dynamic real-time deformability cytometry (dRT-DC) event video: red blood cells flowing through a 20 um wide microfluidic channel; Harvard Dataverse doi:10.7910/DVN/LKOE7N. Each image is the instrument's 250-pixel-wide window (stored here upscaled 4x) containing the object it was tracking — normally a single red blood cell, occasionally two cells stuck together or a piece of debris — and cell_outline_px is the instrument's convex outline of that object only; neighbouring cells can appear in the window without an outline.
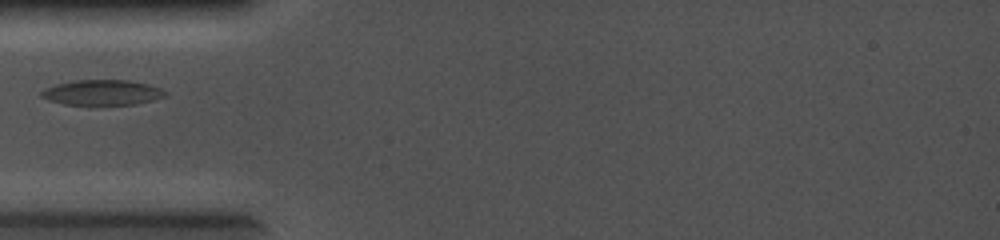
{"species": "common noctule bat (a hibernating species)", "species_latin": "Nyctalus noctula", "temperature_condition": "cold", "stored_images_in_passage": 15, "camera_frame_rate_fps": 5000, "um_per_image_px": 0.085, "animal": {"sex": "female", "body_mass_g": 19.0, "forearm_length_mm": 56.7}, "frame": {"image": 1, "passage_image": 1, "time_ms": 0.0, "image_size_px": [1000, 240], "cell_outline_px": [[168, 96], [136, 104], [92, 108], [64, 104], [48, 100], [40, 96], [40, 92], [44, 88], [56, 84], [76, 80], [128, 80], [148, 84], [160, 88], [168, 92]], "centroid_in_image_um": [8.68, 7.91], "position_along_channel_um": 76.3, "area_um2": 19.25}}
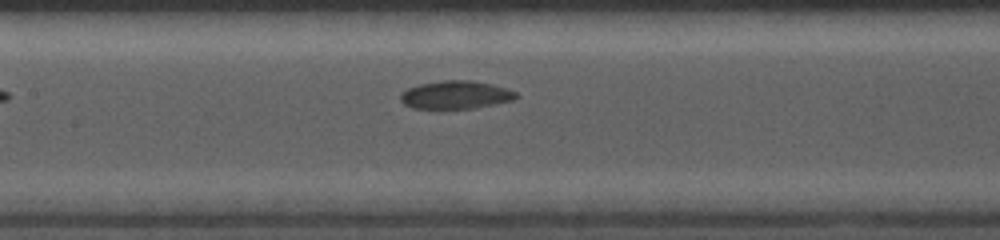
{"frame": {"image": 2, "passage_image": 7, "time_ms": 1.2, "image_size_px": [1000, 240], "cell_outline_px": [[520, 96], [512, 100], [472, 108], [440, 112], [412, 108], [404, 104], [400, 100], [400, 92], [408, 88], [420, 84], [440, 80], [472, 80], [492, 84], [508, 88], [516, 92]], "centroid_in_image_um": [38.67, 8.1], "position_along_channel_um": 168.7, "area_um2": 19.77}}
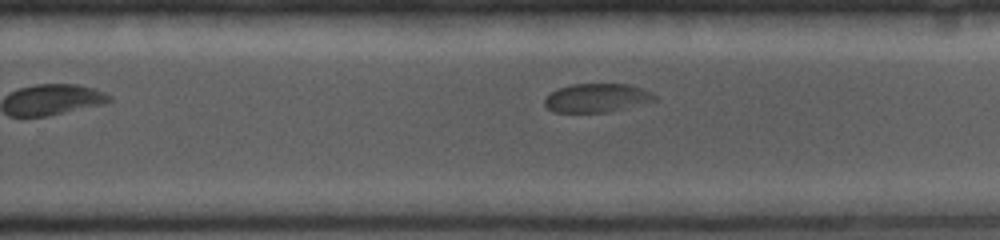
{"frame": {"image": 3, "passage_image": 14, "time_ms": 2.6, "image_size_px": [1000, 240], "cell_outline_px": [[660, 100], [608, 112], [552, 112], [544, 104], [544, 100], [552, 92], [560, 88], [572, 84], [628, 84], [652, 92]], "centroid_in_image_um": [50.78, 8.33], "position_along_channel_um": 279.0, "area_um2": 18.38}}